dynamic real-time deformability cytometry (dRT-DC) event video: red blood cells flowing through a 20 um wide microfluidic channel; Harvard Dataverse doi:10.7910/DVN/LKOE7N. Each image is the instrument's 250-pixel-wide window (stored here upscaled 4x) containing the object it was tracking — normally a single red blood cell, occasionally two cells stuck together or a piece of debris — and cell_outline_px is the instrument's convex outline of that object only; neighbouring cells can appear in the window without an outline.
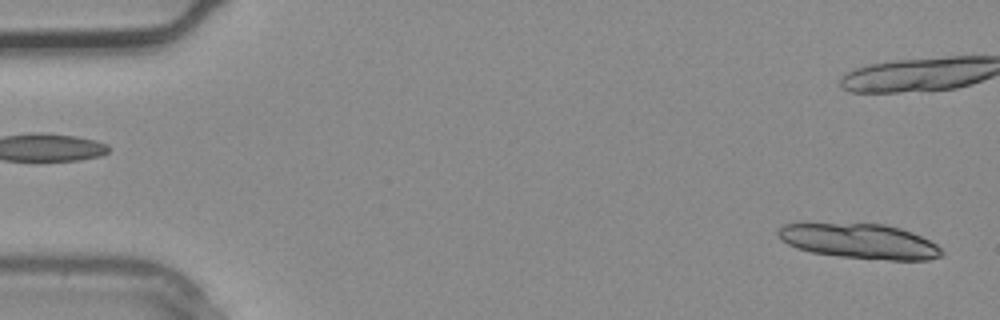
{"species": "common noctule bat (a hibernating species)", "species_latin": "Nyctalus noctula", "temperature_condition": "warm", "stored_images_in_passage": 2, "segment_of_instrument_passage": [2, 2], "camera_frame_rate_fps": 3000, "um_per_image_px": 0.085, "animal": {"sex": "male", "body_mass_g": 20.4}, "frame": {"image": 1, "passage_image": 2, "time_ms": 0.333, "image_size_px": [1000, 320], "cell_outline_px": [[944, 256], [928, 260], [888, 260], [840, 256], [812, 252], [796, 248], [788, 244], [776, 232], [784, 224], [884, 224], [900, 228], [912, 232], [936, 244], [944, 252]], "centroid_in_image_um": [73.14, 20.52], "position_along_channel_um": 11.9, "area_um2": 32.89}}